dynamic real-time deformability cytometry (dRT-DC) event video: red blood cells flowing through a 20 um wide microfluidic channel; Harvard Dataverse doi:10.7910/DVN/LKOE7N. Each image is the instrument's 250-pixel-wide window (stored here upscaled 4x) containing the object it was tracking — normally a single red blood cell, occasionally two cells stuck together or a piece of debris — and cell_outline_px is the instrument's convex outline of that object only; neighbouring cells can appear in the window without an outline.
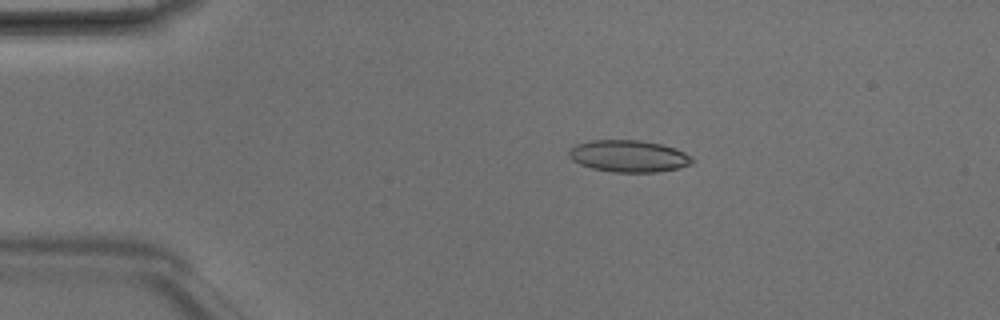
{"species": "Egyptian fruit bat (a non-hibernating species)", "species_latin": "Rousettus aegyptiacus", "temperature_condition": "room temperature", "stored_images_in_passage": 2, "camera_frame_rate_fps": 3000, "um_per_image_px": 0.085, "animal": {"sex": "male"}, "frame": {"image": 1, "passage_image": 1, "time_ms": 0.0, "image_size_px": [1000, 320], "cell_outline_px": [[692, 164], [680, 168], [656, 172], [612, 172], [592, 168], [580, 164], [572, 160], [568, 156], [568, 152], [576, 144], [592, 140], [640, 140], [660, 144], [676, 148], [692, 156]], "centroid_in_image_um": [53.45, 13.27], "position_along_channel_um": 31.6, "area_um2": 22.95}}